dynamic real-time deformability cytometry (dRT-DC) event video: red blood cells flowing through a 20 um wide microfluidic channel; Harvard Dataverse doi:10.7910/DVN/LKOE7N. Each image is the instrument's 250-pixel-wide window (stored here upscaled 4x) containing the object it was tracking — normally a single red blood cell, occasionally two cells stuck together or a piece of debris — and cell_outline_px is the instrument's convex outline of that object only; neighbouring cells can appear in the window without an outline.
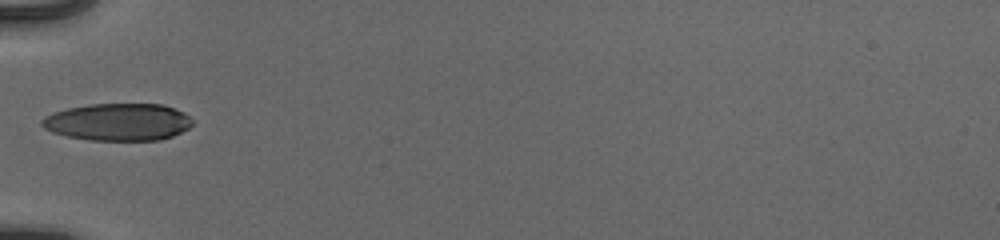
{"species": "human", "species_latin": "Homo sapiens", "temperature_condition": "cold", "stored_images_in_passage": 34, "camera_frame_rate_fps": 3000, "um_per_image_px": 0.085, "donor": {"sex": "male"}, "frame": {"image": 1, "passage_image": 1, "time_ms": 0.0, "image_size_px": [1000, 240], "cell_outline_px": [[192, 124], [188, 128], [172, 136], [160, 140], [92, 140], [68, 136], [52, 132], [44, 128], [40, 124], [40, 120], [44, 116], [52, 112], [68, 108], [88, 104], [164, 104], [184, 112], [192, 120]], "centroid_in_image_um": [10.01, 10.36], "position_along_channel_um": 75.0, "area_um2": 32.77}}
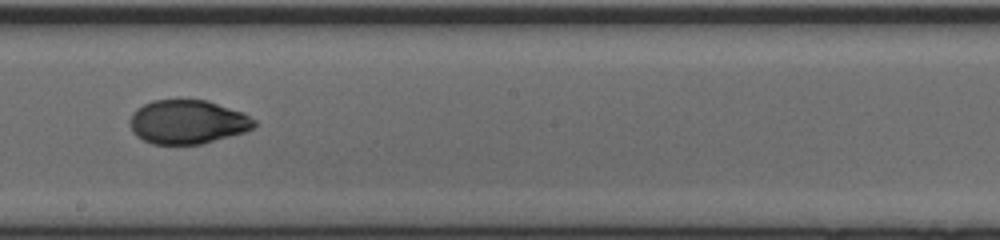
{"frame": {"image": 2, "passage_image": 13, "time_ms": 4.0, "image_size_px": [1000, 240], "cell_outline_px": [[256, 124], [252, 128], [244, 132], [200, 144], [152, 144], [136, 136], [132, 132], [132, 112], [136, 108], [152, 100], [208, 100], [244, 112], [256, 120]], "centroid_in_image_um": [15.96, 10.35], "position_along_channel_um": 232.2, "area_um2": 31.73}}
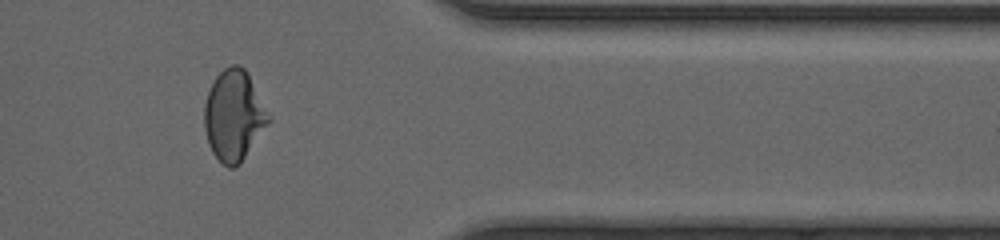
{"frame": {"image": 3, "passage_image": 26, "time_ms": 8.333, "image_size_px": [1000, 240], "cell_outline_px": [[272, 120], [240, 164], [232, 168], [228, 168], [212, 152], [208, 144], [204, 128], [204, 104], [208, 92], [216, 76], [224, 68], [232, 64], [240, 64], [248, 72], [272, 116]], "centroid_in_image_um": [19.91, 9.81], "position_along_channel_um": 391.5, "area_um2": 34.39}, "authors_computed_cell_mechanics": {"area_um2": 32.368, "velocity_mm_per_s": 3.9495, "shape_relaxation_time_tau1_ms": 3.6515, "shape_relaxation_time_tau2_ms": 1.5341, "deformation_change_tau1": 0.1574, "deformation_change_tau2": 0.0446}}